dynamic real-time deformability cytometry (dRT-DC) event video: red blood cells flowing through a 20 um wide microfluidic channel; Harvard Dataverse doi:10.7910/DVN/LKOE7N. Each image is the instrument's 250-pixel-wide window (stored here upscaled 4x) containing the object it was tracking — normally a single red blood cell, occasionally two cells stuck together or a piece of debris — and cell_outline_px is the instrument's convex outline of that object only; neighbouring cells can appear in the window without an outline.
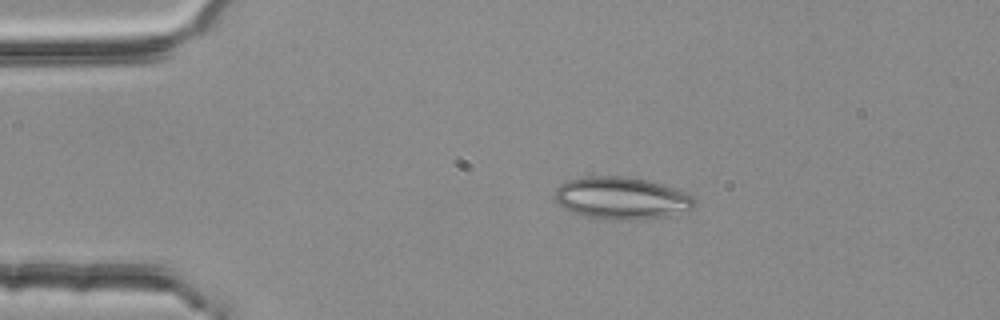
{"species": "common noctule bat (a hibernating species)", "species_latin": "Nyctalus noctula", "temperature_condition": "room temperature", "stored_images_in_passage": 2, "camera_frame_rate_fps": 3000, "um_per_image_px": 0.085, "animal": {"sex": "female", "body_mass_g": 25.1}, "frame": {"image": 1, "passage_image": 1, "time_ms": 0.0, "image_size_px": [1000, 320], "cell_outline_px": [[696, 204], [692, 208], [664, 216], [632, 220], [612, 220], [584, 216], [572, 212], [564, 208], [556, 200], [556, 188], [560, 184], [568, 180], [584, 176], [620, 176], [644, 180], [660, 184], [672, 188], [692, 196], [696, 200]], "centroid_in_image_um": [52.78, 16.84], "position_along_channel_um": 32.2, "area_um2": 33.87}}